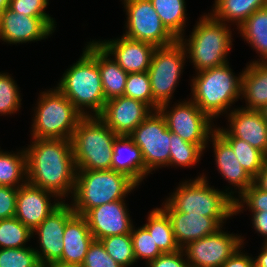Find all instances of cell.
Masks as SVG:
<instances>
[{
    "instance_id": "obj_1",
    "label": "cell",
    "mask_w": 267,
    "mask_h": 267,
    "mask_svg": "<svg viewBox=\"0 0 267 267\" xmlns=\"http://www.w3.org/2000/svg\"><path fill=\"white\" fill-rule=\"evenodd\" d=\"M31 139L32 143L24 148L27 182L52 192L61 201L70 194L71 199L77 172L71 140Z\"/></svg>"
},
{
    "instance_id": "obj_2",
    "label": "cell",
    "mask_w": 267,
    "mask_h": 267,
    "mask_svg": "<svg viewBox=\"0 0 267 267\" xmlns=\"http://www.w3.org/2000/svg\"><path fill=\"white\" fill-rule=\"evenodd\" d=\"M87 43L81 57L66 69L56 88L83 116H98L107 100L98 68V43L96 39Z\"/></svg>"
},
{
    "instance_id": "obj_3",
    "label": "cell",
    "mask_w": 267,
    "mask_h": 267,
    "mask_svg": "<svg viewBox=\"0 0 267 267\" xmlns=\"http://www.w3.org/2000/svg\"><path fill=\"white\" fill-rule=\"evenodd\" d=\"M229 62L195 73L191 79V100L212 120L227 115L241 99L242 74L235 76ZM229 111V112H228Z\"/></svg>"
},
{
    "instance_id": "obj_4",
    "label": "cell",
    "mask_w": 267,
    "mask_h": 267,
    "mask_svg": "<svg viewBox=\"0 0 267 267\" xmlns=\"http://www.w3.org/2000/svg\"><path fill=\"white\" fill-rule=\"evenodd\" d=\"M185 37L183 35L178 40L196 73L228 63L227 56L233 48L230 25L214 19L209 12L201 15L190 38Z\"/></svg>"
},
{
    "instance_id": "obj_5",
    "label": "cell",
    "mask_w": 267,
    "mask_h": 267,
    "mask_svg": "<svg viewBox=\"0 0 267 267\" xmlns=\"http://www.w3.org/2000/svg\"><path fill=\"white\" fill-rule=\"evenodd\" d=\"M139 186L127 175L110 170H77L70 203L75 214L84 216L90 209L125 199Z\"/></svg>"
},
{
    "instance_id": "obj_6",
    "label": "cell",
    "mask_w": 267,
    "mask_h": 267,
    "mask_svg": "<svg viewBox=\"0 0 267 267\" xmlns=\"http://www.w3.org/2000/svg\"><path fill=\"white\" fill-rule=\"evenodd\" d=\"M115 134L98 116H83L71 137L77 170H110Z\"/></svg>"
},
{
    "instance_id": "obj_7",
    "label": "cell",
    "mask_w": 267,
    "mask_h": 267,
    "mask_svg": "<svg viewBox=\"0 0 267 267\" xmlns=\"http://www.w3.org/2000/svg\"><path fill=\"white\" fill-rule=\"evenodd\" d=\"M38 98L31 138L71 140L83 115L56 87L40 92Z\"/></svg>"
},
{
    "instance_id": "obj_8",
    "label": "cell",
    "mask_w": 267,
    "mask_h": 267,
    "mask_svg": "<svg viewBox=\"0 0 267 267\" xmlns=\"http://www.w3.org/2000/svg\"><path fill=\"white\" fill-rule=\"evenodd\" d=\"M185 181V182H184ZM179 182L166 201L182 213L200 214L207 217H231L235 215L234 200L224 191L209 185L207 176Z\"/></svg>"
},
{
    "instance_id": "obj_9",
    "label": "cell",
    "mask_w": 267,
    "mask_h": 267,
    "mask_svg": "<svg viewBox=\"0 0 267 267\" xmlns=\"http://www.w3.org/2000/svg\"><path fill=\"white\" fill-rule=\"evenodd\" d=\"M185 62L186 53L179 40L171 45L156 47L147 71L152 90L153 111L163 104H172L171 99L179 84Z\"/></svg>"
},
{
    "instance_id": "obj_10",
    "label": "cell",
    "mask_w": 267,
    "mask_h": 267,
    "mask_svg": "<svg viewBox=\"0 0 267 267\" xmlns=\"http://www.w3.org/2000/svg\"><path fill=\"white\" fill-rule=\"evenodd\" d=\"M169 105L163 104L158 109L166 120L168 130L205 151L210 136L215 132V120L203 113L190 98L176 102L172 108Z\"/></svg>"
},
{
    "instance_id": "obj_11",
    "label": "cell",
    "mask_w": 267,
    "mask_h": 267,
    "mask_svg": "<svg viewBox=\"0 0 267 267\" xmlns=\"http://www.w3.org/2000/svg\"><path fill=\"white\" fill-rule=\"evenodd\" d=\"M142 151L145 178L152 171L169 166L171 132L159 110L153 111L129 135Z\"/></svg>"
},
{
    "instance_id": "obj_12",
    "label": "cell",
    "mask_w": 267,
    "mask_h": 267,
    "mask_svg": "<svg viewBox=\"0 0 267 267\" xmlns=\"http://www.w3.org/2000/svg\"><path fill=\"white\" fill-rule=\"evenodd\" d=\"M126 12L123 36L162 47L171 45L177 39L162 24L150 0H123Z\"/></svg>"
},
{
    "instance_id": "obj_13",
    "label": "cell",
    "mask_w": 267,
    "mask_h": 267,
    "mask_svg": "<svg viewBox=\"0 0 267 267\" xmlns=\"http://www.w3.org/2000/svg\"><path fill=\"white\" fill-rule=\"evenodd\" d=\"M244 237L223 231V226L206 237L183 247L189 267H220L244 245Z\"/></svg>"
},
{
    "instance_id": "obj_14",
    "label": "cell",
    "mask_w": 267,
    "mask_h": 267,
    "mask_svg": "<svg viewBox=\"0 0 267 267\" xmlns=\"http://www.w3.org/2000/svg\"><path fill=\"white\" fill-rule=\"evenodd\" d=\"M56 25L51 16H27L7 8L0 13V41L10 45L37 42L53 34Z\"/></svg>"
},
{
    "instance_id": "obj_15",
    "label": "cell",
    "mask_w": 267,
    "mask_h": 267,
    "mask_svg": "<svg viewBox=\"0 0 267 267\" xmlns=\"http://www.w3.org/2000/svg\"><path fill=\"white\" fill-rule=\"evenodd\" d=\"M74 214L71 203L62 201L61 204L32 231V235H38L37 238H39V240H37L39 241V247L38 249L37 247L34 248V250L37 253L42 267L50 264H57L61 260L64 248L62 238L65 225Z\"/></svg>"
},
{
    "instance_id": "obj_16",
    "label": "cell",
    "mask_w": 267,
    "mask_h": 267,
    "mask_svg": "<svg viewBox=\"0 0 267 267\" xmlns=\"http://www.w3.org/2000/svg\"><path fill=\"white\" fill-rule=\"evenodd\" d=\"M153 110L145 103L127 96L111 98L98 117L118 136H129Z\"/></svg>"
},
{
    "instance_id": "obj_17",
    "label": "cell",
    "mask_w": 267,
    "mask_h": 267,
    "mask_svg": "<svg viewBox=\"0 0 267 267\" xmlns=\"http://www.w3.org/2000/svg\"><path fill=\"white\" fill-rule=\"evenodd\" d=\"M125 201L121 199L94 207L84 215L94 240L131 233L133 220Z\"/></svg>"
},
{
    "instance_id": "obj_18",
    "label": "cell",
    "mask_w": 267,
    "mask_h": 267,
    "mask_svg": "<svg viewBox=\"0 0 267 267\" xmlns=\"http://www.w3.org/2000/svg\"><path fill=\"white\" fill-rule=\"evenodd\" d=\"M61 202L52 192L26 182L18 188L15 217L34 231Z\"/></svg>"
},
{
    "instance_id": "obj_19",
    "label": "cell",
    "mask_w": 267,
    "mask_h": 267,
    "mask_svg": "<svg viewBox=\"0 0 267 267\" xmlns=\"http://www.w3.org/2000/svg\"><path fill=\"white\" fill-rule=\"evenodd\" d=\"M168 214L176 243L180 248L216 232L230 217H207L200 214L177 212L166 200L161 205Z\"/></svg>"
},
{
    "instance_id": "obj_20",
    "label": "cell",
    "mask_w": 267,
    "mask_h": 267,
    "mask_svg": "<svg viewBox=\"0 0 267 267\" xmlns=\"http://www.w3.org/2000/svg\"><path fill=\"white\" fill-rule=\"evenodd\" d=\"M96 42L126 73L147 72L156 49L152 44L135 41L123 35L114 40Z\"/></svg>"
},
{
    "instance_id": "obj_21",
    "label": "cell",
    "mask_w": 267,
    "mask_h": 267,
    "mask_svg": "<svg viewBox=\"0 0 267 267\" xmlns=\"http://www.w3.org/2000/svg\"><path fill=\"white\" fill-rule=\"evenodd\" d=\"M209 141L213 146L217 171L229 185L234 187V191L229 187L224 191L235 201L237 197L234 194L238 193L237 196L239 197L254 183V179L241 166L232 147L216 131L210 136ZM229 189L230 191H228Z\"/></svg>"
},
{
    "instance_id": "obj_22",
    "label": "cell",
    "mask_w": 267,
    "mask_h": 267,
    "mask_svg": "<svg viewBox=\"0 0 267 267\" xmlns=\"http://www.w3.org/2000/svg\"><path fill=\"white\" fill-rule=\"evenodd\" d=\"M231 136L244 140L267 157V121L261 111L234 108L227 115Z\"/></svg>"
},
{
    "instance_id": "obj_23",
    "label": "cell",
    "mask_w": 267,
    "mask_h": 267,
    "mask_svg": "<svg viewBox=\"0 0 267 267\" xmlns=\"http://www.w3.org/2000/svg\"><path fill=\"white\" fill-rule=\"evenodd\" d=\"M94 238L84 216L74 214L65 225L61 260L57 265L80 267Z\"/></svg>"
},
{
    "instance_id": "obj_24",
    "label": "cell",
    "mask_w": 267,
    "mask_h": 267,
    "mask_svg": "<svg viewBox=\"0 0 267 267\" xmlns=\"http://www.w3.org/2000/svg\"><path fill=\"white\" fill-rule=\"evenodd\" d=\"M111 169L127 175L138 186L145 179L142 151L129 136H118L114 141Z\"/></svg>"
},
{
    "instance_id": "obj_25",
    "label": "cell",
    "mask_w": 267,
    "mask_h": 267,
    "mask_svg": "<svg viewBox=\"0 0 267 267\" xmlns=\"http://www.w3.org/2000/svg\"><path fill=\"white\" fill-rule=\"evenodd\" d=\"M241 98L247 110L261 111L267 104V62H249L244 67Z\"/></svg>"
},
{
    "instance_id": "obj_26",
    "label": "cell",
    "mask_w": 267,
    "mask_h": 267,
    "mask_svg": "<svg viewBox=\"0 0 267 267\" xmlns=\"http://www.w3.org/2000/svg\"><path fill=\"white\" fill-rule=\"evenodd\" d=\"M265 6L267 0H214L209 14L227 25L233 23L238 29L252 13Z\"/></svg>"
},
{
    "instance_id": "obj_27",
    "label": "cell",
    "mask_w": 267,
    "mask_h": 267,
    "mask_svg": "<svg viewBox=\"0 0 267 267\" xmlns=\"http://www.w3.org/2000/svg\"><path fill=\"white\" fill-rule=\"evenodd\" d=\"M237 30L259 54L260 59L251 62H267V6L252 13Z\"/></svg>"
},
{
    "instance_id": "obj_28",
    "label": "cell",
    "mask_w": 267,
    "mask_h": 267,
    "mask_svg": "<svg viewBox=\"0 0 267 267\" xmlns=\"http://www.w3.org/2000/svg\"><path fill=\"white\" fill-rule=\"evenodd\" d=\"M98 68L105 99L109 100L114 97L123 96L128 73L99 44Z\"/></svg>"
},
{
    "instance_id": "obj_29",
    "label": "cell",
    "mask_w": 267,
    "mask_h": 267,
    "mask_svg": "<svg viewBox=\"0 0 267 267\" xmlns=\"http://www.w3.org/2000/svg\"><path fill=\"white\" fill-rule=\"evenodd\" d=\"M215 131L232 147L241 166L254 179L263 168L267 157L244 140L231 136L223 127L217 126Z\"/></svg>"
},
{
    "instance_id": "obj_30",
    "label": "cell",
    "mask_w": 267,
    "mask_h": 267,
    "mask_svg": "<svg viewBox=\"0 0 267 267\" xmlns=\"http://www.w3.org/2000/svg\"><path fill=\"white\" fill-rule=\"evenodd\" d=\"M148 213L146 224L143 226L149 231L159 249L163 253L179 250L168 214L161 207H156Z\"/></svg>"
},
{
    "instance_id": "obj_31",
    "label": "cell",
    "mask_w": 267,
    "mask_h": 267,
    "mask_svg": "<svg viewBox=\"0 0 267 267\" xmlns=\"http://www.w3.org/2000/svg\"><path fill=\"white\" fill-rule=\"evenodd\" d=\"M159 15L162 24L178 40L185 35L186 2L185 0H150Z\"/></svg>"
},
{
    "instance_id": "obj_32",
    "label": "cell",
    "mask_w": 267,
    "mask_h": 267,
    "mask_svg": "<svg viewBox=\"0 0 267 267\" xmlns=\"http://www.w3.org/2000/svg\"><path fill=\"white\" fill-rule=\"evenodd\" d=\"M27 182L24 148L14 153L0 150V185L19 188Z\"/></svg>"
},
{
    "instance_id": "obj_33",
    "label": "cell",
    "mask_w": 267,
    "mask_h": 267,
    "mask_svg": "<svg viewBox=\"0 0 267 267\" xmlns=\"http://www.w3.org/2000/svg\"><path fill=\"white\" fill-rule=\"evenodd\" d=\"M32 237V231L16 217L0 220V249L28 247Z\"/></svg>"
},
{
    "instance_id": "obj_34",
    "label": "cell",
    "mask_w": 267,
    "mask_h": 267,
    "mask_svg": "<svg viewBox=\"0 0 267 267\" xmlns=\"http://www.w3.org/2000/svg\"><path fill=\"white\" fill-rule=\"evenodd\" d=\"M204 151L171 132L169 167H192L201 160Z\"/></svg>"
},
{
    "instance_id": "obj_35",
    "label": "cell",
    "mask_w": 267,
    "mask_h": 267,
    "mask_svg": "<svg viewBox=\"0 0 267 267\" xmlns=\"http://www.w3.org/2000/svg\"><path fill=\"white\" fill-rule=\"evenodd\" d=\"M100 241L106 252L122 267H130L137 263L131 234L109 236Z\"/></svg>"
},
{
    "instance_id": "obj_36",
    "label": "cell",
    "mask_w": 267,
    "mask_h": 267,
    "mask_svg": "<svg viewBox=\"0 0 267 267\" xmlns=\"http://www.w3.org/2000/svg\"><path fill=\"white\" fill-rule=\"evenodd\" d=\"M12 74L0 72V115H12L21 109V95Z\"/></svg>"
},
{
    "instance_id": "obj_37",
    "label": "cell",
    "mask_w": 267,
    "mask_h": 267,
    "mask_svg": "<svg viewBox=\"0 0 267 267\" xmlns=\"http://www.w3.org/2000/svg\"><path fill=\"white\" fill-rule=\"evenodd\" d=\"M130 234L136 262L140 259L145 260L147 265L151 260H154L163 253L143 225L138 228H135L133 225Z\"/></svg>"
},
{
    "instance_id": "obj_38",
    "label": "cell",
    "mask_w": 267,
    "mask_h": 267,
    "mask_svg": "<svg viewBox=\"0 0 267 267\" xmlns=\"http://www.w3.org/2000/svg\"><path fill=\"white\" fill-rule=\"evenodd\" d=\"M124 96L139 100L153 110V97L148 72L128 73Z\"/></svg>"
},
{
    "instance_id": "obj_39",
    "label": "cell",
    "mask_w": 267,
    "mask_h": 267,
    "mask_svg": "<svg viewBox=\"0 0 267 267\" xmlns=\"http://www.w3.org/2000/svg\"><path fill=\"white\" fill-rule=\"evenodd\" d=\"M0 267H42L33 247L0 249Z\"/></svg>"
},
{
    "instance_id": "obj_40",
    "label": "cell",
    "mask_w": 267,
    "mask_h": 267,
    "mask_svg": "<svg viewBox=\"0 0 267 267\" xmlns=\"http://www.w3.org/2000/svg\"><path fill=\"white\" fill-rule=\"evenodd\" d=\"M234 204L235 215L242 212L246 207V209L249 208V211H267V191L260 189L253 183L237 197Z\"/></svg>"
},
{
    "instance_id": "obj_41",
    "label": "cell",
    "mask_w": 267,
    "mask_h": 267,
    "mask_svg": "<svg viewBox=\"0 0 267 267\" xmlns=\"http://www.w3.org/2000/svg\"><path fill=\"white\" fill-rule=\"evenodd\" d=\"M80 267H122L107 252L99 240L90 244Z\"/></svg>"
},
{
    "instance_id": "obj_42",
    "label": "cell",
    "mask_w": 267,
    "mask_h": 267,
    "mask_svg": "<svg viewBox=\"0 0 267 267\" xmlns=\"http://www.w3.org/2000/svg\"><path fill=\"white\" fill-rule=\"evenodd\" d=\"M49 0H10L9 9L27 16H50L46 13Z\"/></svg>"
},
{
    "instance_id": "obj_43",
    "label": "cell",
    "mask_w": 267,
    "mask_h": 267,
    "mask_svg": "<svg viewBox=\"0 0 267 267\" xmlns=\"http://www.w3.org/2000/svg\"><path fill=\"white\" fill-rule=\"evenodd\" d=\"M18 188L0 185V220L15 217Z\"/></svg>"
},
{
    "instance_id": "obj_44",
    "label": "cell",
    "mask_w": 267,
    "mask_h": 267,
    "mask_svg": "<svg viewBox=\"0 0 267 267\" xmlns=\"http://www.w3.org/2000/svg\"><path fill=\"white\" fill-rule=\"evenodd\" d=\"M182 248L174 252H165L151 260L147 267H189Z\"/></svg>"
},
{
    "instance_id": "obj_45",
    "label": "cell",
    "mask_w": 267,
    "mask_h": 267,
    "mask_svg": "<svg viewBox=\"0 0 267 267\" xmlns=\"http://www.w3.org/2000/svg\"><path fill=\"white\" fill-rule=\"evenodd\" d=\"M243 247L244 245L240 246L220 267H255L254 257L247 255L246 252L243 253Z\"/></svg>"
},
{
    "instance_id": "obj_46",
    "label": "cell",
    "mask_w": 267,
    "mask_h": 267,
    "mask_svg": "<svg viewBox=\"0 0 267 267\" xmlns=\"http://www.w3.org/2000/svg\"><path fill=\"white\" fill-rule=\"evenodd\" d=\"M252 213V228H255V232L264 236V240L267 239V211H251Z\"/></svg>"
},
{
    "instance_id": "obj_47",
    "label": "cell",
    "mask_w": 267,
    "mask_h": 267,
    "mask_svg": "<svg viewBox=\"0 0 267 267\" xmlns=\"http://www.w3.org/2000/svg\"><path fill=\"white\" fill-rule=\"evenodd\" d=\"M254 184L260 189L267 191V161L258 175L254 178Z\"/></svg>"
},
{
    "instance_id": "obj_48",
    "label": "cell",
    "mask_w": 267,
    "mask_h": 267,
    "mask_svg": "<svg viewBox=\"0 0 267 267\" xmlns=\"http://www.w3.org/2000/svg\"><path fill=\"white\" fill-rule=\"evenodd\" d=\"M261 250L259 255L254 258L255 267H267V247L263 245Z\"/></svg>"
},
{
    "instance_id": "obj_49",
    "label": "cell",
    "mask_w": 267,
    "mask_h": 267,
    "mask_svg": "<svg viewBox=\"0 0 267 267\" xmlns=\"http://www.w3.org/2000/svg\"><path fill=\"white\" fill-rule=\"evenodd\" d=\"M10 0H0V13L9 8Z\"/></svg>"
},
{
    "instance_id": "obj_50",
    "label": "cell",
    "mask_w": 267,
    "mask_h": 267,
    "mask_svg": "<svg viewBox=\"0 0 267 267\" xmlns=\"http://www.w3.org/2000/svg\"><path fill=\"white\" fill-rule=\"evenodd\" d=\"M264 119L267 121V104L261 109Z\"/></svg>"
},
{
    "instance_id": "obj_51",
    "label": "cell",
    "mask_w": 267,
    "mask_h": 267,
    "mask_svg": "<svg viewBox=\"0 0 267 267\" xmlns=\"http://www.w3.org/2000/svg\"><path fill=\"white\" fill-rule=\"evenodd\" d=\"M43 267H65V266H61V265H57V264H50V265H46Z\"/></svg>"
},
{
    "instance_id": "obj_52",
    "label": "cell",
    "mask_w": 267,
    "mask_h": 267,
    "mask_svg": "<svg viewBox=\"0 0 267 267\" xmlns=\"http://www.w3.org/2000/svg\"><path fill=\"white\" fill-rule=\"evenodd\" d=\"M263 244L267 247V239L264 240Z\"/></svg>"
}]
</instances>
